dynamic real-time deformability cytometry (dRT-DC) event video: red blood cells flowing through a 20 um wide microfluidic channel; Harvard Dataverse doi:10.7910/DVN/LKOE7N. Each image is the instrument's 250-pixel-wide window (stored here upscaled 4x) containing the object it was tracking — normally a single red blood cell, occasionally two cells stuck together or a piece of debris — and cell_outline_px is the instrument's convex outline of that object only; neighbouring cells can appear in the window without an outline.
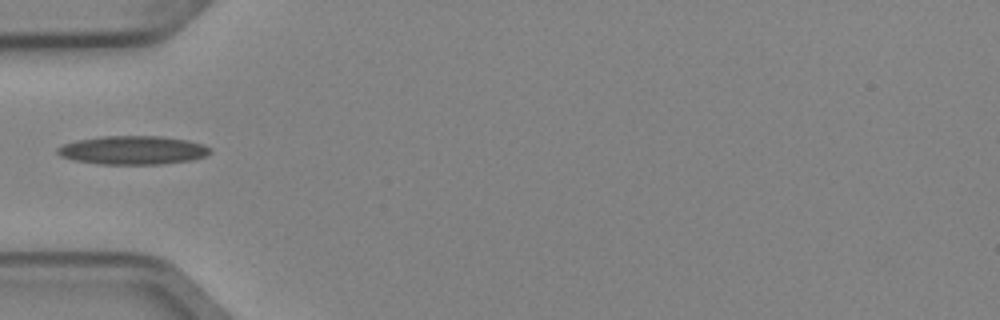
{"species": "Egyptian fruit bat (a non-hibernating species)", "species_latin": "Rousettus aegyptiacus", "temperature_condition": "cold", "stored_images_in_passage": 1, "camera_frame_rate_fps": 3000, "um_per_image_px": 0.085, "animal": {"sex": "female"}, "frame": {"image": 1, "passage_image": 1, "time_ms": 0.0, "image_size_px": [1000, 320], "cell_outline_px": [[212, 152], [204, 156], [192, 160], [160, 164], [100, 164], [72, 160], [60, 156], [56, 152], [56, 148], [64, 144], [76, 140], [100, 136], [160, 136], [188, 140], [204, 144], [212, 148]], "centroid_in_image_um": [11.29, 12.76], "position_along_channel_um": 73.7, "area_um2": 25.66}}